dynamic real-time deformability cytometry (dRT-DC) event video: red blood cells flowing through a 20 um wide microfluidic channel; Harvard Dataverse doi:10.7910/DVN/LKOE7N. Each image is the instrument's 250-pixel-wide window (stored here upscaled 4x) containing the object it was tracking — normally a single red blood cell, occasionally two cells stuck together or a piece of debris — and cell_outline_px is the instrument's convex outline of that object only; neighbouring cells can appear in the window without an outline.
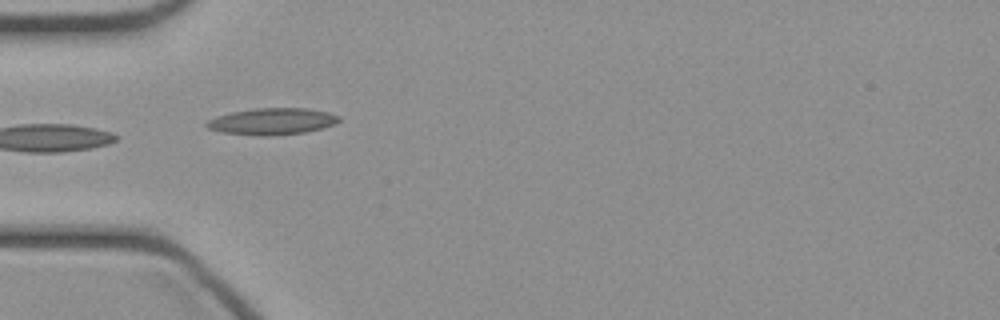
{"species": "common noctule bat (a hibernating species)", "species_latin": "Nyctalus noctula", "temperature_condition": "cold", "stored_images_in_passage": 22, "camera_frame_rate_fps": 3000, "um_per_image_px": 0.085, "animal": {"sex": "female", "body_mass_g": 21.9}, "frame": {"image": 1, "passage_image": 1, "time_ms": 0.0, "image_size_px": [1000, 320], "cell_outline_px": [[340, 120], [336, 124], [304, 132], [264, 136], [260, 136], [220, 132], [208, 128], [204, 124], [208, 120], [216, 116], [232, 112], [256, 108], [308, 108], [328, 112], [340, 116]], "centroid_in_image_um": [23.12, 10.31], "position_along_channel_um": 61.9, "area_um2": 20.46}}